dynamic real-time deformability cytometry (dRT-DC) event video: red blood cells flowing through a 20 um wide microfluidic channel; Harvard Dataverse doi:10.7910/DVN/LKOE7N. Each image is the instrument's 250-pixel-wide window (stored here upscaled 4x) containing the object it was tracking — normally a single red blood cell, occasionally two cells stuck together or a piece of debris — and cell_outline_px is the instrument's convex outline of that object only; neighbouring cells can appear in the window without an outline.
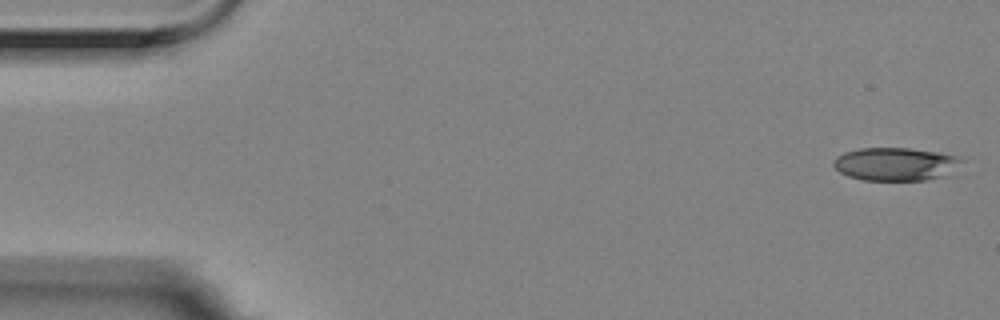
{"species": "Egyptian fruit bat (a non-hibernating species)", "species_latin": "Rousettus aegyptiacus", "temperature_condition": "room temperature", "stored_images_in_passage": 4, "camera_frame_rate_fps": 3000, "um_per_image_px": 0.085, "animal": {"sex": "female"}, "frame": {"image": 1, "passage_image": 1, "time_ms": 0.0, "image_size_px": [1000, 320], "cell_outline_px": [[964, 160], [956, 176], [924, 180], [864, 180], [848, 176], [840, 172], [832, 164], [832, 160], [836, 156], [844, 152], [860, 148], [908, 148], [940, 152], [956, 156]], "centroid_in_image_um": [76.23, 13.96], "position_along_channel_um": 8.8, "area_um2": 25.49}}